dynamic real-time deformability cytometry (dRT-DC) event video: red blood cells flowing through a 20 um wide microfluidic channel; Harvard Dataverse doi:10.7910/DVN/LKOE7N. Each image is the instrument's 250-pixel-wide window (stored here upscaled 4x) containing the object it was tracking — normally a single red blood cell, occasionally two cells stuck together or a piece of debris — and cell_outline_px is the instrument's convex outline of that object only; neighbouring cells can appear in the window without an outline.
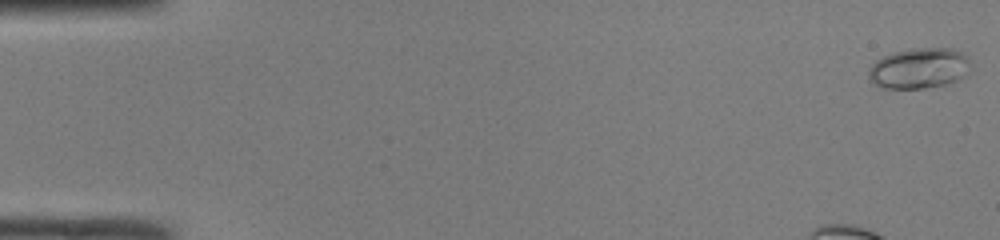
{"species": "common noctule bat (a hibernating species)", "species_latin": "Nyctalus noctula", "temperature_condition": "room temperature", "stored_images_in_passage": 48, "camera_frame_rate_fps": 3000, "um_per_image_px": 0.085, "animal": {"sex": "male", "body_mass_g": 19.0, "forearm_length_mm": 50.8}, "frame": {"image": 1, "passage_image": 1, "time_ms": 0.0, "image_size_px": [1000, 240], "cell_outline_px": [[972, 64], [964, 76], [948, 84], [924, 88], [884, 88], [872, 84], [868, 80], [868, 68], [876, 60], [892, 52], [908, 48], [952, 48], [968, 56]], "centroid_in_image_um": [78.1, 5.79], "position_along_channel_um": 6.9, "area_um2": 24.51}, "authors_computed_cell_mechanics": {"area_um2": 19.9121, "velocity_mm_per_s": 4.1781, "shape_relaxation_time_tau1_ms": 6.7572, "shape_relaxation_time_tau2_ms": 1.9923, "deformation_change_tau1": 0.1993, "deformation_change_tau2": 0.0783}}